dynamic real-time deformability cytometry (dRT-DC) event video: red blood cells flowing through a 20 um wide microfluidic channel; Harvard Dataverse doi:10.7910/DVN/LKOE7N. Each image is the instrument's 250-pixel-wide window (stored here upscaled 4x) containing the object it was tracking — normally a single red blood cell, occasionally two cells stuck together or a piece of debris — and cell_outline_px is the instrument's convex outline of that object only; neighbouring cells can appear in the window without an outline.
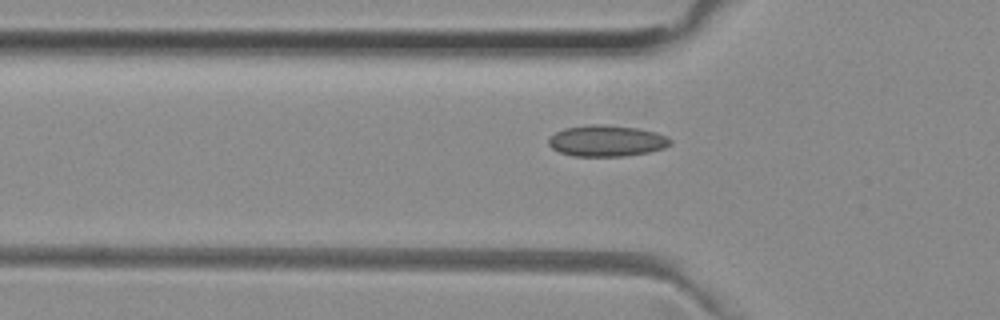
{"species": "common noctule bat (a hibernating species)", "species_latin": "Nyctalus noctula", "temperature_condition": "room temperature", "stored_images_in_passage": 31, "camera_frame_rate_fps": 3000, "um_per_image_px": 0.085, "animal": {"sex": "female", "body_mass_g": 29.2, "forearm_length_mm": 56.3}, "frame": {"image": 1, "passage_image": 6, "time_ms": 1.667, "image_size_px": [1000, 320], "cell_outline_px": [[672, 144], [664, 148], [648, 152], [624, 156], [572, 156], [560, 152], [552, 148], [548, 144], [548, 140], [556, 132], [564, 128], [588, 124], [608, 124], [636, 128], [656, 132], [672, 140]], "centroid_in_image_um": [51.56, 11.96], "position_along_channel_um": 74.2, "area_um2": 22.2}}
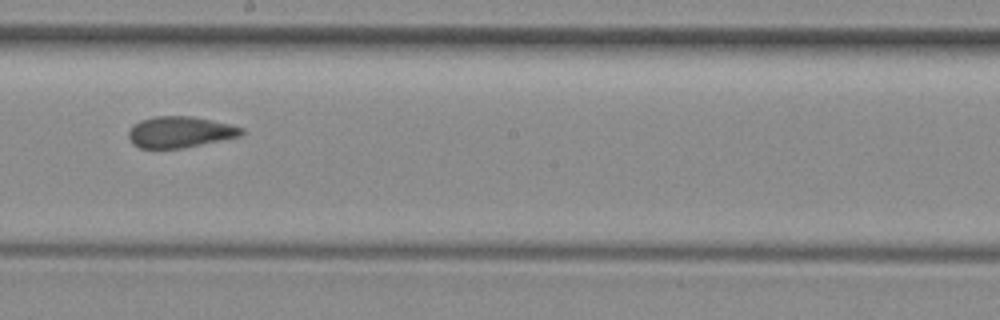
{"frame": {"image": 2, "passage_image": 18, "time_ms": 5.667, "image_size_px": [1000, 320], "cell_outline_px": [[244, 132], [240, 136], [184, 148], [140, 148], [132, 144], [128, 136], [128, 132], [132, 124], [140, 120], [156, 116], [192, 116], [212, 120], [244, 128]], "centroid_in_image_um": [15.27, 11.22], "position_along_channel_um": 232.9, "area_um2": 20.58}}
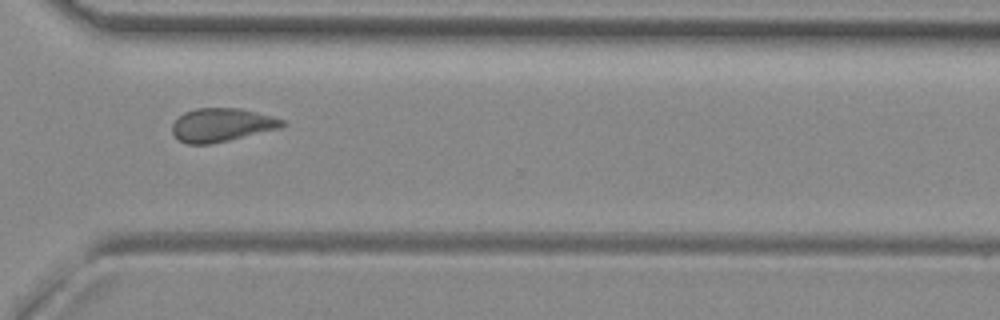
{"frame": {"image": 3, "passage_image": 27, "time_ms": 8.667, "image_size_px": [1000, 320], "cell_outline_px": [[288, 124], [280, 128], [228, 140], [208, 144], [188, 144], [180, 140], [172, 132], [172, 124], [184, 112], [196, 108], [240, 108], [272, 116], [284, 120]], "centroid_in_image_um": [18.86, 10.61], "position_along_channel_um": 351.7, "area_um2": 21.27}}